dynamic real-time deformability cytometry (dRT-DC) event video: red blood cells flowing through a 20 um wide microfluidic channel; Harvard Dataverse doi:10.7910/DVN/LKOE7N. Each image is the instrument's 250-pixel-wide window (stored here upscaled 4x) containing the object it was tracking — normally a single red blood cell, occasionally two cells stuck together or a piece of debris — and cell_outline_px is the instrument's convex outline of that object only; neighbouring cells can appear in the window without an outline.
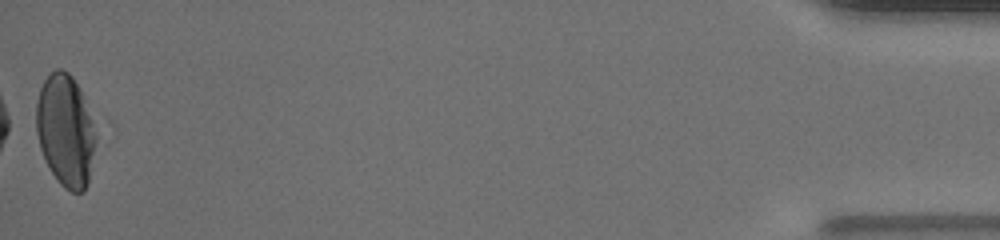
{"species": "human", "species_latin": "Homo sapiens", "temperature_condition": "warm", "stored_images_in_passage": 35, "camera_frame_rate_fps": 3000, "um_per_image_px": 0.085, "donor": {"sex": "male"}, "frame": {"image": 1, "passage_image": 35, "time_ms": 11.333, "image_size_px": [1000, 240], "cell_outline_px": [[96, 140], [88, 184], [84, 192], [72, 192], [64, 188], [60, 184], [52, 172], [40, 148], [36, 132], [36, 104], [40, 88], [44, 80], [56, 68], [60, 68], [68, 72], [72, 76], [84, 96], [96, 124]], "centroid_in_image_um": [5.59, 11.08], "position_along_channel_um": 429.6, "area_um2": 39.25}, "authors_computed_cell_mechanics": {"area_um2": 41.038, "velocity_mm_per_s": 4.1249, "shape_relaxation_time_tau1_ms": 4.1156, "shape_relaxation_time_tau2_ms": 0.7206, "deformation_change_tau1": 0.1899, "deformation_change_tau2": 0.0497}}